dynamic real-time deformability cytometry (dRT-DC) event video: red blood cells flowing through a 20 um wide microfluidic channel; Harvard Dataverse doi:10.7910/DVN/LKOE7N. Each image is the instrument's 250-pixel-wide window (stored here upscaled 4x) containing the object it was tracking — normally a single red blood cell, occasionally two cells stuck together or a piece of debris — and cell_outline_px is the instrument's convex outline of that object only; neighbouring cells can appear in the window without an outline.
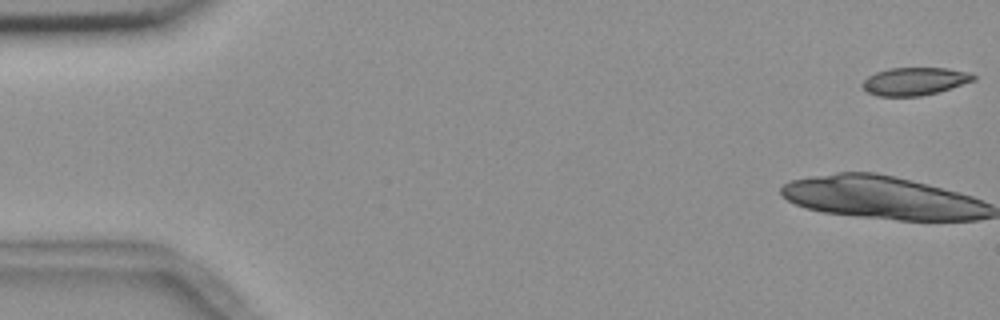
{"species": "common noctule bat (a hibernating species)", "species_latin": "Nyctalus noctula", "temperature_condition": "room temperature", "stored_images_in_passage": 39, "camera_frame_rate_fps": 3000, "um_per_image_px": 0.085, "animal": {"sex": "female", "body_mass_g": 18.4}, "frame": {"image": 1, "passage_image": 1, "time_ms": 0.0, "image_size_px": [1000, 320], "cell_outline_px": [[976, 80], [936, 92], [920, 96], [880, 96], [868, 92], [860, 84], [868, 76], [876, 72], [888, 68], [948, 68], [968, 72], [976, 76]], "centroid_in_image_um": [77.73, 6.9], "position_along_channel_um": 7.3, "area_um2": 17.86}}